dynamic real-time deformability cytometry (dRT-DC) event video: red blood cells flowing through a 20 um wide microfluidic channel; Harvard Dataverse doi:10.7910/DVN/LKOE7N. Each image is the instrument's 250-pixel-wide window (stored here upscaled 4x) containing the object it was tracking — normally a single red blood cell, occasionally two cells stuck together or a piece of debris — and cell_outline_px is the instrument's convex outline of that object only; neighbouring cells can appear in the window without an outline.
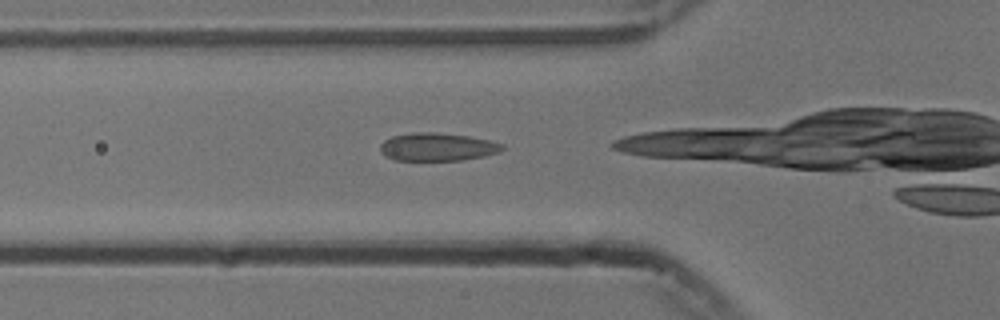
{"species": "common noctule bat (a hibernating species)", "species_latin": "Nyctalus noctula", "temperature_condition": "cold", "stored_images_in_passage": 31, "camera_frame_rate_fps": 3000, "um_per_image_px": 0.085, "animal": {"sex": "male", "body_mass_g": 13.3}, "frame": {"image": 1, "passage_image": 6, "time_ms": 1.667, "image_size_px": [1000, 320], "cell_outline_px": [[504, 148], [500, 152], [484, 156], [464, 160], [392, 160], [384, 156], [380, 152], [380, 144], [384, 140], [392, 136], [412, 132], [432, 132], [468, 136], [488, 140], [504, 144]], "centroid_in_image_um": [37.15, 12.49], "position_along_channel_um": 88.7, "area_um2": 20.06}}
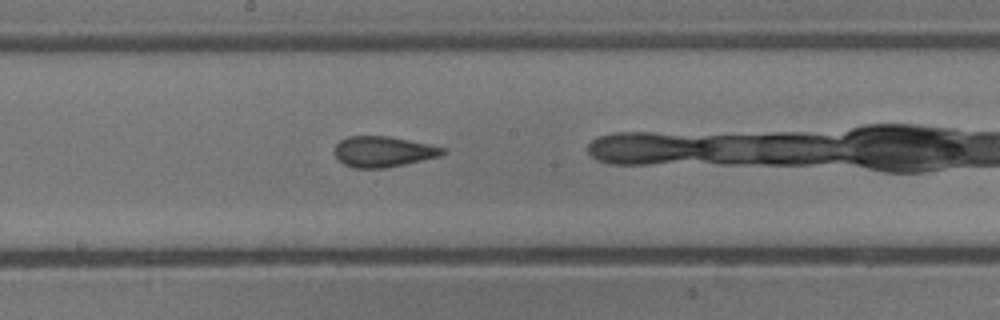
{"frame": {"image": 2, "passage_image": 16, "time_ms": 5.0, "image_size_px": [1000, 320], "cell_outline_px": [[444, 152], [440, 156], [404, 164], [384, 168], [352, 168], [344, 164], [336, 156], [336, 144], [340, 140], [348, 136], [388, 136], [428, 144], [444, 148]], "centroid_in_image_um": [32.54, 12.89], "position_along_channel_um": 215.7, "area_um2": 19.02}}
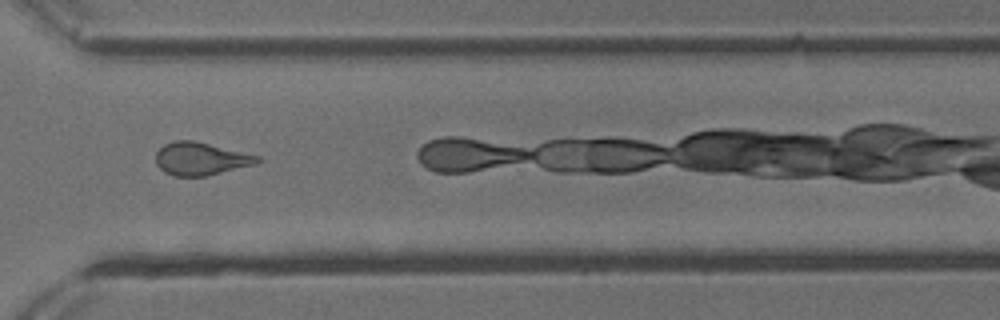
{"frame": {"image": 3, "passage_image": 27, "time_ms": 8.667, "image_size_px": [1000, 320], "cell_outline_px": [[260, 160], [256, 164], [208, 176], [172, 176], [164, 172], [156, 164], [156, 152], [164, 144], [176, 140], [192, 140], [260, 156]], "centroid_in_image_um": [17.04, 13.51], "position_along_channel_um": 353.6, "area_um2": 19.42}}